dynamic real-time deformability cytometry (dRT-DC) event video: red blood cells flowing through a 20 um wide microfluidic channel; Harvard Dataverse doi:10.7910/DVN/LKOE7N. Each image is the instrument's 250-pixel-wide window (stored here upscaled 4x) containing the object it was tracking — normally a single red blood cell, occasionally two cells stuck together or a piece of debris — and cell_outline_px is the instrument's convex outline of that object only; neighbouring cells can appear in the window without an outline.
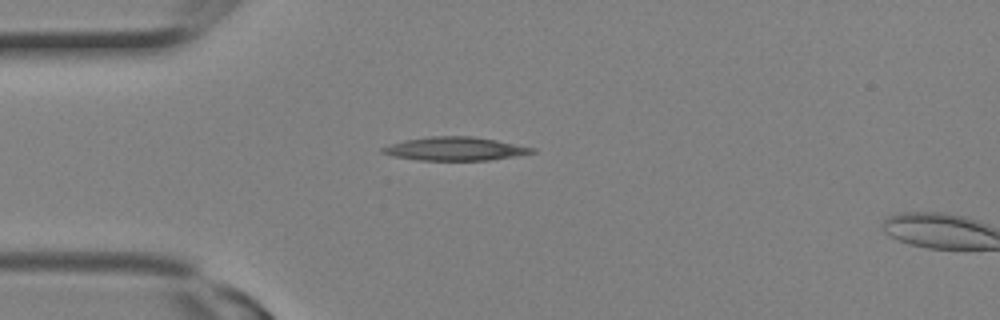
{"species": "Egyptian fruit bat (a non-hibernating species)", "species_latin": "Rousettus aegyptiacus", "temperature_condition": "room temperature", "stored_images_in_passage": 2, "camera_frame_rate_fps": 3000, "um_per_image_px": 0.085, "animal": {"sex": "female"}, "frame": {"image": 1, "passage_image": 1, "time_ms": 0.0, "image_size_px": [1000, 320], "cell_outline_px": [[536, 152], [488, 160], [420, 160], [392, 156], [380, 152], [380, 148], [404, 140], [432, 136], [472, 136], [496, 140], [536, 148]], "centroid_in_image_um": [38.66, 12.64], "position_along_channel_um": 46.3, "area_um2": 20.29}}